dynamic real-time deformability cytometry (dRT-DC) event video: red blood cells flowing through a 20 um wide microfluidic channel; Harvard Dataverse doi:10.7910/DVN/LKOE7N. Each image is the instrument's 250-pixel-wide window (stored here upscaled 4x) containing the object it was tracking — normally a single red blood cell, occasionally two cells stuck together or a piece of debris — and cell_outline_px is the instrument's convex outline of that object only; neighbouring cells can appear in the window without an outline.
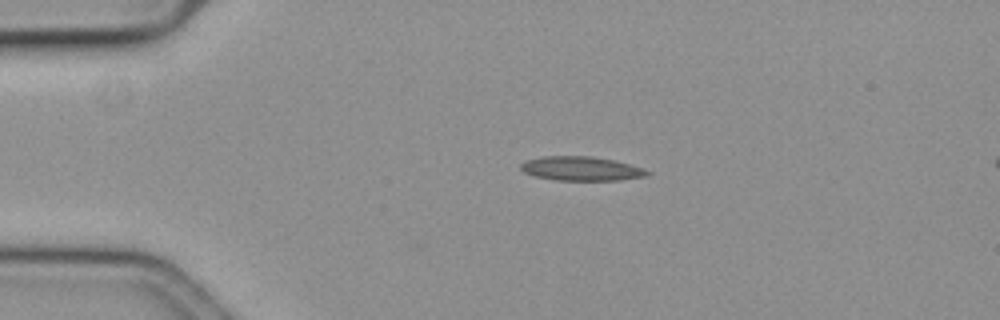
{"species": "common noctule bat (a hibernating species)", "species_latin": "Nyctalus noctula", "temperature_condition": "cold", "stored_images_in_passage": 46, "camera_frame_rate_fps": 3000, "um_per_image_px": 0.085, "animal": {"sex": "female", "body_mass_g": 19.3, "forearm_length_mm": 54.1}, "frame": {"image": 1, "passage_image": 1, "time_ms": 0.0, "image_size_px": [1000, 320], "cell_outline_px": [[652, 172], [644, 176], [620, 180], [556, 180], [532, 176], [524, 172], [520, 168], [520, 164], [528, 160], [544, 156], [592, 156], [612, 160], [628, 164]], "centroid_in_image_um": [49.35, 14.33], "position_along_channel_um": 35.7, "area_um2": 17.57}}
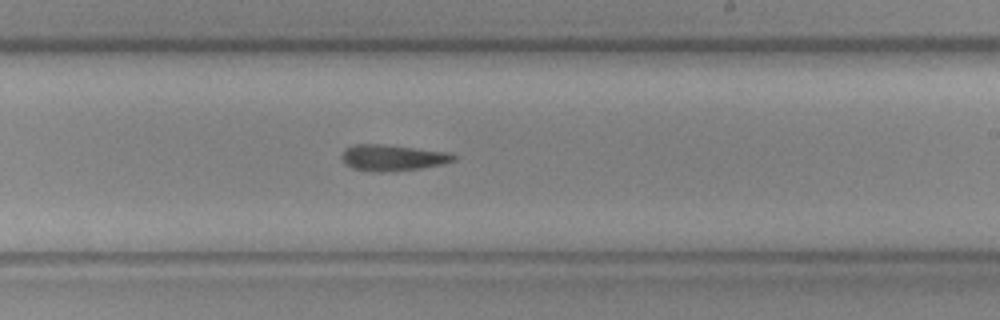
{"frame": {"image": 2, "passage_image": 23, "time_ms": 7.333, "image_size_px": [1000, 320], "cell_outline_px": [[456, 160], [444, 164], [420, 168], [388, 172], [372, 172], [352, 168], [344, 164], [340, 156], [344, 148], [356, 144], [384, 144], [448, 152], [456, 156]], "centroid_in_image_um": [33.33, 13.41], "position_along_channel_um": 255.7, "area_um2": 17.28}}
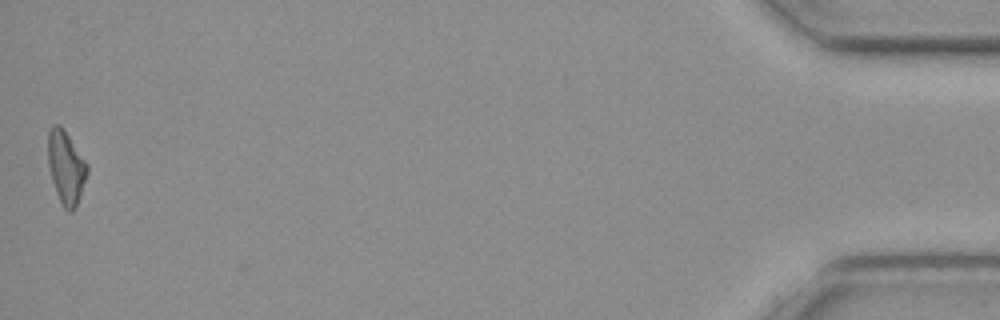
{"frame": {"image": 3, "passage_image": 46, "time_ms": 15.0, "image_size_px": [1000, 320], "cell_outline_px": [[88, 172], [76, 208], [72, 212], [68, 212], [60, 204], [52, 180], [48, 164], [48, 132], [52, 124], [60, 124], [88, 164]], "centroid_in_image_um": [5.61, 14.25], "position_along_channel_um": 429.6, "area_um2": 16.76}, "authors_computed_cell_mechanics": {"area_um2": 16.8487, "velocity_mm_per_s": 3.5741, "shape_relaxation_time_tau1_ms": 7.2407, "shape_relaxation_time_tau2_ms": null, "deformation_change_tau1": 0.2047, "deformation_change_tau2": null}}